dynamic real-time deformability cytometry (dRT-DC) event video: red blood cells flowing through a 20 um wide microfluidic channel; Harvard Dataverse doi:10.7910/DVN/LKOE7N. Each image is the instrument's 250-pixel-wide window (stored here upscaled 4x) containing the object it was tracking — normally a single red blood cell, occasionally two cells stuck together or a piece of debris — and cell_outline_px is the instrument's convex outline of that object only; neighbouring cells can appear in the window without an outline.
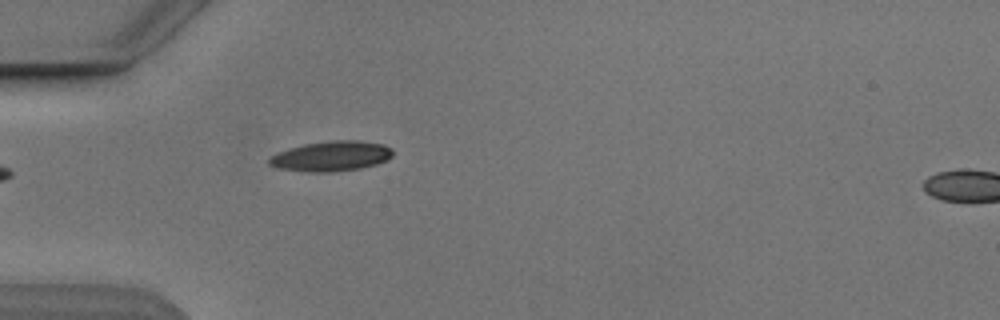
{"species": "Egyptian fruit bat (a non-hibernating species)", "species_latin": "Rousettus aegyptiacus", "temperature_condition": "cold", "stored_images_in_passage": 6, "segment_of_instrument_passage": [1, 2], "camera_frame_rate_fps": 3000, "um_per_image_px": 0.085, "animal": {"sex": "male"}, "frame": {"image": 1, "passage_image": 5, "time_ms": 4.667, "image_size_px": [1000, 320], "cell_outline_px": [[392, 156], [388, 160], [376, 164], [360, 168], [332, 172], [308, 172], [276, 168], [268, 164], [268, 160], [272, 156], [288, 148], [304, 144], [332, 140], [356, 140], [384, 144], [392, 148]], "centroid_in_image_um": [28.17, 13.27], "position_along_channel_um": 56.8, "area_um2": 21.73}}